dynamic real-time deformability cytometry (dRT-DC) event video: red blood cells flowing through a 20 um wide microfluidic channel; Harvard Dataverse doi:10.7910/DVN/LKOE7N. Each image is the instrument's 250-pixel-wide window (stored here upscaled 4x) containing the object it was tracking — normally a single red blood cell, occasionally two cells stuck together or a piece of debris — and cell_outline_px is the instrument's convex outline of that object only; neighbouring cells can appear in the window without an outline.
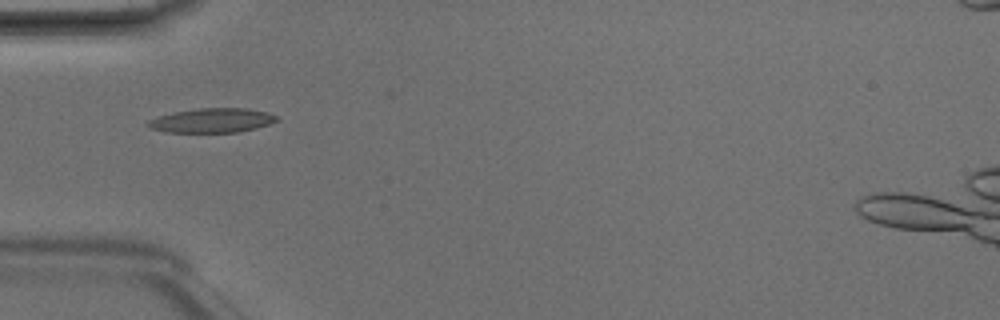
{"species": "Egyptian fruit bat (a non-hibernating species)", "species_latin": "Rousettus aegyptiacus", "temperature_condition": "room temperature", "stored_images_in_passage": 5, "camera_frame_rate_fps": 3000, "um_per_image_px": 0.085, "animal": {"sex": "male"}, "frame": {"image": 1, "passage_image": 5, "time_ms": 1.333, "image_size_px": [1000, 320], "cell_outline_px": [[280, 120], [256, 128], [236, 132], [164, 132], [148, 128], [144, 124], [148, 120], [160, 116], [176, 112], [200, 108], [248, 108], [268, 112], [276, 116]], "centroid_in_image_um": [18.01, 10.24], "position_along_channel_um": 67.0, "area_um2": 18.26}}